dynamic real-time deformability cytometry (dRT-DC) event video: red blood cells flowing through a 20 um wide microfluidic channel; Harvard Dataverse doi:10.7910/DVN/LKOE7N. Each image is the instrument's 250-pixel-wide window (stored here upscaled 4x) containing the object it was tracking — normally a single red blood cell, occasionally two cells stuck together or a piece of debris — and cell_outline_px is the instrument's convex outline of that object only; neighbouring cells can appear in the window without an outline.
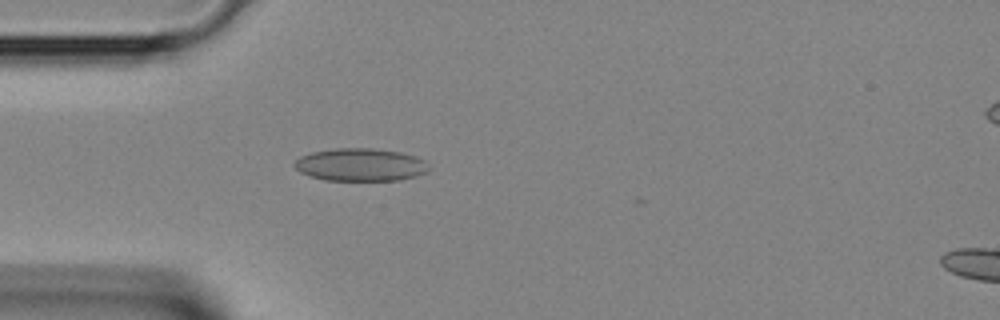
{"species": "Egyptian fruit bat (a non-hibernating species)", "species_latin": "Rousettus aegyptiacus", "temperature_condition": "room temperature", "stored_images_in_passage": 4, "segment_of_instrument_passage": [1, 2], "camera_frame_rate_fps": 3000, "um_per_image_px": 0.085, "animal": {"sex": "female"}, "frame": {"image": 1, "passage_image": 3, "time_ms": 0.667, "image_size_px": [1000, 320], "cell_outline_px": [[432, 168], [428, 172], [416, 176], [400, 180], [324, 180], [300, 172], [292, 164], [300, 156], [312, 152], [332, 148], [372, 148], [400, 152], [416, 156], [424, 160]], "centroid_in_image_um": [30.67, 14.0], "position_along_channel_um": 54.3, "area_um2": 25.84}}